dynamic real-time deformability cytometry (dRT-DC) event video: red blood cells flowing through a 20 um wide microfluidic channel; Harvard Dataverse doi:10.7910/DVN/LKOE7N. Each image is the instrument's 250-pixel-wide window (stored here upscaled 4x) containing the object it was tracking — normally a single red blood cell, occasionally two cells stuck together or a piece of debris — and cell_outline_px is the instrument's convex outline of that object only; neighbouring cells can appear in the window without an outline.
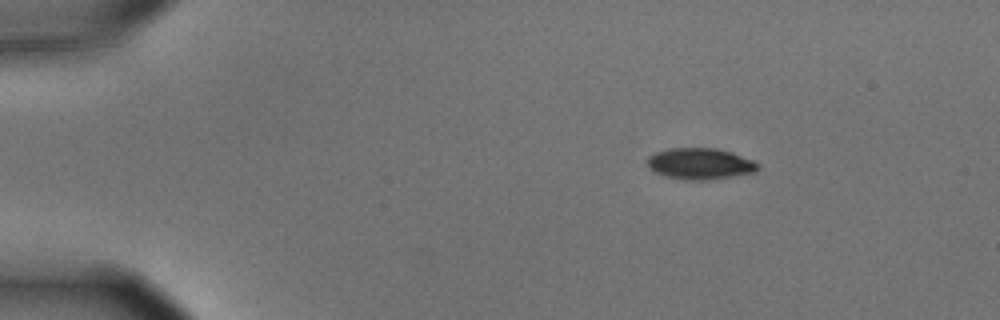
{"species": "common noctule bat (a hibernating species)", "species_latin": "Nyctalus noctula", "temperature_condition": "cold", "stored_images_in_passage": 9, "camera_frame_rate_fps": 3000, "um_per_image_px": 0.085, "animal": {"sex": "male", "body_mass_g": 15.6}, "frame": {"image": 1, "passage_image": 1, "time_ms": 0.0, "image_size_px": [1000, 320], "cell_outline_px": [[760, 168], [756, 172], [708, 180], [680, 180], [664, 176], [648, 168], [648, 156], [656, 152], [672, 148], [716, 148], [756, 160], [760, 164]], "centroid_in_image_um": [59.54, 13.93], "position_along_channel_um": 25.5, "area_um2": 20.35}}